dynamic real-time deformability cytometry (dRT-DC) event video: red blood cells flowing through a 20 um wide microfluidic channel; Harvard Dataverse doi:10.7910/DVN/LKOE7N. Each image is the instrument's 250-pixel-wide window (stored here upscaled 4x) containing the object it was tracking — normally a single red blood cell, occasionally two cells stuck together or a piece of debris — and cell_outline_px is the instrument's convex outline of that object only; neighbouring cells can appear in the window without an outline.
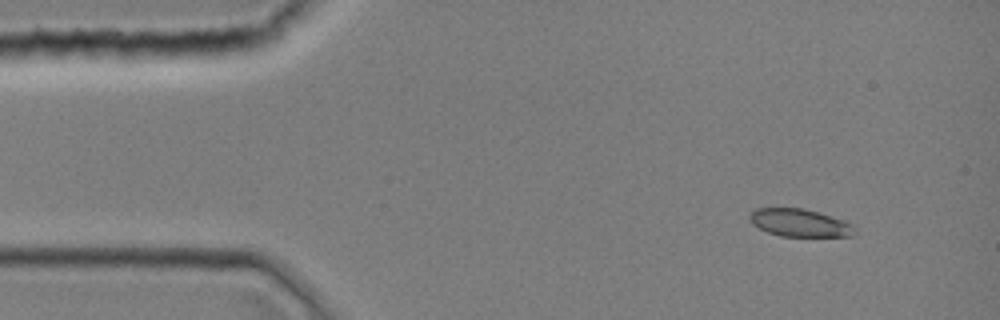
{"species": "common noctule bat (a hibernating species)", "species_latin": "Nyctalus noctula", "temperature_condition": "room temperature", "stored_images_in_passage": 40, "camera_frame_rate_fps": 3000, "um_per_image_px": 0.085, "animal": {"sex": "female", "body_mass_g": 19.0, "forearm_length_mm": 51.5}, "frame": {"image": 1, "passage_image": 1, "time_ms": 0.0, "image_size_px": [1000, 320], "cell_outline_px": [[856, 232], [852, 236], [780, 236], [768, 232], [752, 224], [748, 216], [756, 208], [804, 208], [844, 220], [852, 224]], "centroid_in_image_um": [67.97, 18.94], "position_along_channel_um": 17.0, "area_um2": 16.88}}
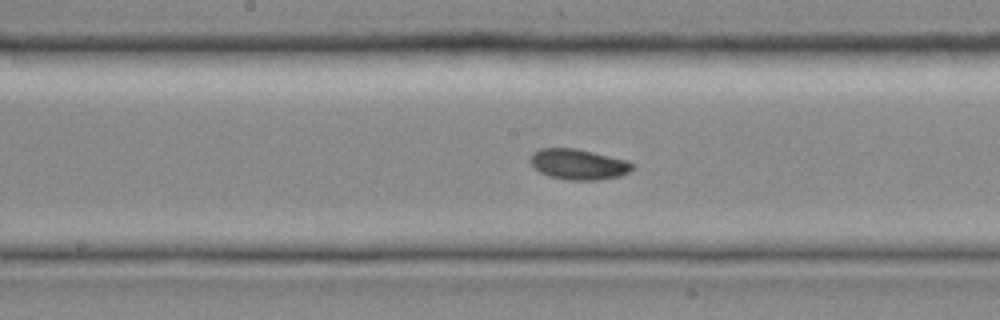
{"frame": {"image": 2, "passage_image": 19, "time_ms": 6.0, "image_size_px": [1000, 320], "cell_outline_px": [[636, 168], [620, 176], [596, 180], [568, 180], [548, 176], [532, 168], [528, 160], [528, 156], [532, 152], [540, 148], [576, 148], [628, 160]], "centroid_in_image_um": [49.11, 13.96], "position_along_channel_um": 199.1, "area_um2": 18.55}}
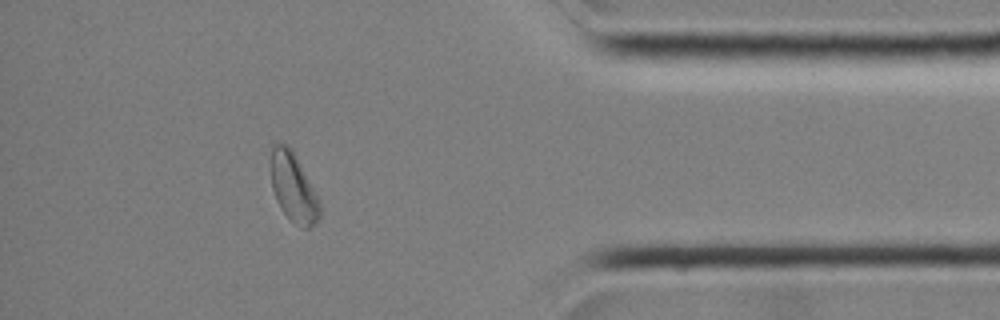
{"frame": {"image": 3, "passage_image": 35, "time_ms": 11.333, "image_size_px": [1000, 320], "cell_outline_px": [[320, 216], [308, 228], [304, 228], [296, 224], [280, 208], [276, 200], [272, 188], [268, 168], [272, 140], [276, 140], [288, 144], [292, 148], [320, 200]], "centroid_in_image_um": [24.86, 15.8], "position_along_channel_um": 410.3, "area_um2": 20.29}}